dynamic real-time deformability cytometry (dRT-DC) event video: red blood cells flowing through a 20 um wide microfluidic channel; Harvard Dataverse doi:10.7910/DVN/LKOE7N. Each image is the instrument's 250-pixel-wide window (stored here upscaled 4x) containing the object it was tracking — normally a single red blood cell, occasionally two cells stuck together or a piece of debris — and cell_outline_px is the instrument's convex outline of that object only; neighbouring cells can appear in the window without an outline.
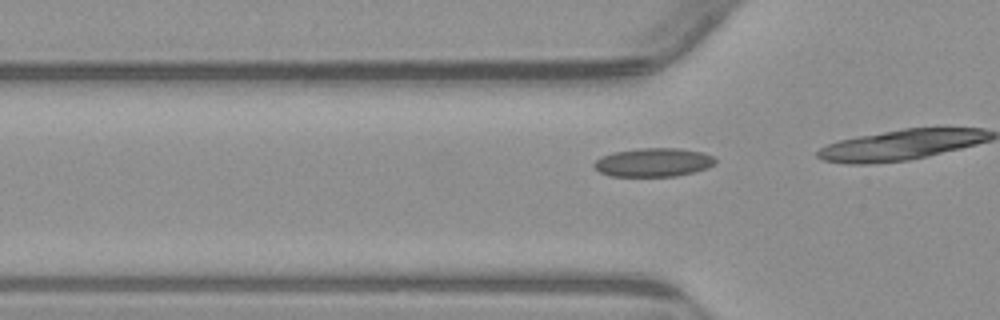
{"species": "common noctule bat (a hibernating species)", "species_latin": "Nyctalus noctula", "temperature_condition": "warm", "stored_images_in_passage": 18, "camera_frame_rate_fps": 3000, "um_per_image_px": 0.085, "animal": {"sex": "male", "body_mass_g": 23.1, "forearm_length_mm": 52.7}, "frame": {"image": 1, "passage_image": 15, "time_ms": 4.667, "image_size_px": [1000, 320], "cell_outline_px": [[716, 164], [708, 168], [676, 176], [608, 176], [600, 172], [592, 164], [600, 156], [612, 152], [640, 148], [680, 148], [704, 152], [712, 156], [716, 160]], "centroid_in_image_um": [55.54, 13.79], "position_along_channel_um": 70.3, "area_um2": 20.4}}